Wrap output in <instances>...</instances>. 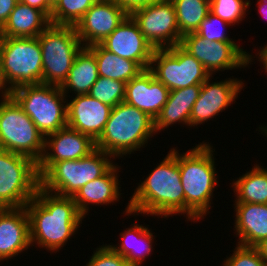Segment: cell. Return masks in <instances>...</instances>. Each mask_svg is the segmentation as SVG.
I'll return each mask as SVG.
<instances>
[{
    "label": "cell",
    "instance_id": "2",
    "mask_svg": "<svg viewBox=\"0 0 267 266\" xmlns=\"http://www.w3.org/2000/svg\"><path fill=\"white\" fill-rule=\"evenodd\" d=\"M178 150L170 149L164 160L135 189L125 213L172 216L185 214V195L178 166Z\"/></svg>",
    "mask_w": 267,
    "mask_h": 266
},
{
    "label": "cell",
    "instance_id": "45",
    "mask_svg": "<svg viewBox=\"0 0 267 266\" xmlns=\"http://www.w3.org/2000/svg\"><path fill=\"white\" fill-rule=\"evenodd\" d=\"M260 129H261L262 133L265 132V133L267 134V127H262V126H261ZM262 129H263V130H262Z\"/></svg>",
    "mask_w": 267,
    "mask_h": 266
},
{
    "label": "cell",
    "instance_id": "33",
    "mask_svg": "<svg viewBox=\"0 0 267 266\" xmlns=\"http://www.w3.org/2000/svg\"><path fill=\"white\" fill-rule=\"evenodd\" d=\"M226 25L231 26V24L209 12L195 33L210 42H234V40L225 34L224 29H222Z\"/></svg>",
    "mask_w": 267,
    "mask_h": 266
},
{
    "label": "cell",
    "instance_id": "5",
    "mask_svg": "<svg viewBox=\"0 0 267 266\" xmlns=\"http://www.w3.org/2000/svg\"><path fill=\"white\" fill-rule=\"evenodd\" d=\"M66 96L60 86L44 83L20 86L12 92L44 137L67 126Z\"/></svg>",
    "mask_w": 267,
    "mask_h": 266
},
{
    "label": "cell",
    "instance_id": "13",
    "mask_svg": "<svg viewBox=\"0 0 267 266\" xmlns=\"http://www.w3.org/2000/svg\"><path fill=\"white\" fill-rule=\"evenodd\" d=\"M130 16L154 49H165L181 43L174 4L171 0H159L136 9Z\"/></svg>",
    "mask_w": 267,
    "mask_h": 266
},
{
    "label": "cell",
    "instance_id": "41",
    "mask_svg": "<svg viewBox=\"0 0 267 266\" xmlns=\"http://www.w3.org/2000/svg\"><path fill=\"white\" fill-rule=\"evenodd\" d=\"M259 55V60L263 63L264 69L266 70L267 73V45L263 46V48L260 49L258 52Z\"/></svg>",
    "mask_w": 267,
    "mask_h": 266
},
{
    "label": "cell",
    "instance_id": "18",
    "mask_svg": "<svg viewBox=\"0 0 267 266\" xmlns=\"http://www.w3.org/2000/svg\"><path fill=\"white\" fill-rule=\"evenodd\" d=\"M111 109L89 94L76 95L67 101V126L96 141L104 130Z\"/></svg>",
    "mask_w": 267,
    "mask_h": 266
},
{
    "label": "cell",
    "instance_id": "27",
    "mask_svg": "<svg viewBox=\"0 0 267 266\" xmlns=\"http://www.w3.org/2000/svg\"><path fill=\"white\" fill-rule=\"evenodd\" d=\"M96 58L99 76L127 83L143 69L135 62L119 57L106 50L101 44L87 47Z\"/></svg>",
    "mask_w": 267,
    "mask_h": 266
},
{
    "label": "cell",
    "instance_id": "10",
    "mask_svg": "<svg viewBox=\"0 0 267 266\" xmlns=\"http://www.w3.org/2000/svg\"><path fill=\"white\" fill-rule=\"evenodd\" d=\"M40 186L37 163L31 158L0 149V208H21Z\"/></svg>",
    "mask_w": 267,
    "mask_h": 266
},
{
    "label": "cell",
    "instance_id": "31",
    "mask_svg": "<svg viewBox=\"0 0 267 266\" xmlns=\"http://www.w3.org/2000/svg\"><path fill=\"white\" fill-rule=\"evenodd\" d=\"M125 90V82L99 76L88 94L113 108L124 102Z\"/></svg>",
    "mask_w": 267,
    "mask_h": 266
},
{
    "label": "cell",
    "instance_id": "11",
    "mask_svg": "<svg viewBox=\"0 0 267 266\" xmlns=\"http://www.w3.org/2000/svg\"><path fill=\"white\" fill-rule=\"evenodd\" d=\"M149 70L169 90L201 85L212 77L180 44L170 48L155 49Z\"/></svg>",
    "mask_w": 267,
    "mask_h": 266
},
{
    "label": "cell",
    "instance_id": "7",
    "mask_svg": "<svg viewBox=\"0 0 267 266\" xmlns=\"http://www.w3.org/2000/svg\"><path fill=\"white\" fill-rule=\"evenodd\" d=\"M0 101V149L27 156L38 164L45 137L13 97Z\"/></svg>",
    "mask_w": 267,
    "mask_h": 266
},
{
    "label": "cell",
    "instance_id": "34",
    "mask_svg": "<svg viewBox=\"0 0 267 266\" xmlns=\"http://www.w3.org/2000/svg\"><path fill=\"white\" fill-rule=\"evenodd\" d=\"M233 252L224 260L223 266H267L255 247L237 244Z\"/></svg>",
    "mask_w": 267,
    "mask_h": 266
},
{
    "label": "cell",
    "instance_id": "15",
    "mask_svg": "<svg viewBox=\"0 0 267 266\" xmlns=\"http://www.w3.org/2000/svg\"><path fill=\"white\" fill-rule=\"evenodd\" d=\"M128 15L113 0H98L75 25L77 36L84 47L101 44Z\"/></svg>",
    "mask_w": 267,
    "mask_h": 266
},
{
    "label": "cell",
    "instance_id": "22",
    "mask_svg": "<svg viewBox=\"0 0 267 266\" xmlns=\"http://www.w3.org/2000/svg\"><path fill=\"white\" fill-rule=\"evenodd\" d=\"M238 244L255 247L267 238V204L235 203Z\"/></svg>",
    "mask_w": 267,
    "mask_h": 266
},
{
    "label": "cell",
    "instance_id": "17",
    "mask_svg": "<svg viewBox=\"0 0 267 266\" xmlns=\"http://www.w3.org/2000/svg\"><path fill=\"white\" fill-rule=\"evenodd\" d=\"M101 45L119 57L135 61L143 70L149 69L155 50L130 15L101 42Z\"/></svg>",
    "mask_w": 267,
    "mask_h": 266
},
{
    "label": "cell",
    "instance_id": "24",
    "mask_svg": "<svg viewBox=\"0 0 267 266\" xmlns=\"http://www.w3.org/2000/svg\"><path fill=\"white\" fill-rule=\"evenodd\" d=\"M49 25L42 11L18 1L4 23L5 37H38Z\"/></svg>",
    "mask_w": 267,
    "mask_h": 266
},
{
    "label": "cell",
    "instance_id": "43",
    "mask_svg": "<svg viewBox=\"0 0 267 266\" xmlns=\"http://www.w3.org/2000/svg\"><path fill=\"white\" fill-rule=\"evenodd\" d=\"M5 39L4 23L0 21V43Z\"/></svg>",
    "mask_w": 267,
    "mask_h": 266
},
{
    "label": "cell",
    "instance_id": "19",
    "mask_svg": "<svg viewBox=\"0 0 267 266\" xmlns=\"http://www.w3.org/2000/svg\"><path fill=\"white\" fill-rule=\"evenodd\" d=\"M170 90L144 69L126 83L124 102L149 114L154 120L167 102Z\"/></svg>",
    "mask_w": 267,
    "mask_h": 266
},
{
    "label": "cell",
    "instance_id": "42",
    "mask_svg": "<svg viewBox=\"0 0 267 266\" xmlns=\"http://www.w3.org/2000/svg\"><path fill=\"white\" fill-rule=\"evenodd\" d=\"M260 15L263 16L267 20V0H257Z\"/></svg>",
    "mask_w": 267,
    "mask_h": 266
},
{
    "label": "cell",
    "instance_id": "36",
    "mask_svg": "<svg viewBox=\"0 0 267 266\" xmlns=\"http://www.w3.org/2000/svg\"><path fill=\"white\" fill-rule=\"evenodd\" d=\"M113 1L130 15L136 9L148 6L159 0H113Z\"/></svg>",
    "mask_w": 267,
    "mask_h": 266
},
{
    "label": "cell",
    "instance_id": "38",
    "mask_svg": "<svg viewBox=\"0 0 267 266\" xmlns=\"http://www.w3.org/2000/svg\"><path fill=\"white\" fill-rule=\"evenodd\" d=\"M18 0H0V21L5 23Z\"/></svg>",
    "mask_w": 267,
    "mask_h": 266
},
{
    "label": "cell",
    "instance_id": "20",
    "mask_svg": "<svg viewBox=\"0 0 267 266\" xmlns=\"http://www.w3.org/2000/svg\"><path fill=\"white\" fill-rule=\"evenodd\" d=\"M29 217L25 207L0 208V262L29 249Z\"/></svg>",
    "mask_w": 267,
    "mask_h": 266
},
{
    "label": "cell",
    "instance_id": "30",
    "mask_svg": "<svg viewBox=\"0 0 267 266\" xmlns=\"http://www.w3.org/2000/svg\"><path fill=\"white\" fill-rule=\"evenodd\" d=\"M98 0H58L52 8L50 24L74 26Z\"/></svg>",
    "mask_w": 267,
    "mask_h": 266
},
{
    "label": "cell",
    "instance_id": "23",
    "mask_svg": "<svg viewBox=\"0 0 267 266\" xmlns=\"http://www.w3.org/2000/svg\"><path fill=\"white\" fill-rule=\"evenodd\" d=\"M200 90L201 85L170 90L167 102L155 119L156 133L177 122L189 126L191 111Z\"/></svg>",
    "mask_w": 267,
    "mask_h": 266
},
{
    "label": "cell",
    "instance_id": "14",
    "mask_svg": "<svg viewBox=\"0 0 267 266\" xmlns=\"http://www.w3.org/2000/svg\"><path fill=\"white\" fill-rule=\"evenodd\" d=\"M95 149V141L90 136L82 134L69 126L47 135L44 142L43 156L37 164L39 178L55 162L78 160L86 157Z\"/></svg>",
    "mask_w": 267,
    "mask_h": 266
},
{
    "label": "cell",
    "instance_id": "21",
    "mask_svg": "<svg viewBox=\"0 0 267 266\" xmlns=\"http://www.w3.org/2000/svg\"><path fill=\"white\" fill-rule=\"evenodd\" d=\"M114 164L103 176L82 186L73 196L77 209L85 218L89 204L107 205L118 201L121 193L118 180L119 166Z\"/></svg>",
    "mask_w": 267,
    "mask_h": 266
},
{
    "label": "cell",
    "instance_id": "39",
    "mask_svg": "<svg viewBox=\"0 0 267 266\" xmlns=\"http://www.w3.org/2000/svg\"><path fill=\"white\" fill-rule=\"evenodd\" d=\"M6 84H7V82L5 80V77H4V74L2 71L1 60H0V90L2 92L1 93L2 94L1 97H3L2 99H7V98L12 97L13 90L9 87V85H6Z\"/></svg>",
    "mask_w": 267,
    "mask_h": 266
},
{
    "label": "cell",
    "instance_id": "1",
    "mask_svg": "<svg viewBox=\"0 0 267 266\" xmlns=\"http://www.w3.org/2000/svg\"><path fill=\"white\" fill-rule=\"evenodd\" d=\"M25 209L29 217L31 246L36 242L39 247L52 252L64 247L84 219L73 197L53 194L40 186Z\"/></svg>",
    "mask_w": 267,
    "mask_h": 266
},
{
    "label": "cell",
    "instance_id": "44",
    "mask_svg": "<svg viewBox=\"0 0 267 266\" xmlns=\"http://www.w3.org/2000/svg\"><path fill=\"white\" fill-rule=\"evenodd\" d=\"M52 6L55 5V3L58 1V0H47Z\"/></svg>",
    "mask_w": 267,
    "mask_h": 266
},
{
    "label": "cell",
    "instance_id": "37",
    "mask_svg": "<svg viewBox=\"0 0 267 266\" xmlns=\"http://www.w3.org/2000/svg\"><path fill=\"white\" fill-rule=\"evenodd\" d=\"M21 3L29 5L42 11L49 19L53 6L47 0H19Z\"/></svg>",
    "mask_w": 267,
    "mask_h": 266
},
{
    "label": "cell",
    "instance_id": "29",
    "mask_svg": "<svg viewBox=\"0 0 267 266\" xmlns=\"http://www.w3.org/2000/svg\"><path fill=\"white\" fill-rule=\"evenodd\" d=\"M180 34L195 32L210 12V0H171Z\"/></svg>",
    "mask_w": 267,
    "mask_h": 266
},
{
    "label": "cell",
    "instance_id": "16",
    "mask_svg": "<svg viewBox=\"0 0 267 266\" xmlns=\"http://www.w3.org/2000/svg\"><path fill=\"white\" fill-rule=\"evenodd\" d=\"M210 77L201 84L200 95L195 101L189 120V126L195 127L210 121L235 101L243 89V82L237 78H228L220 82H212Z\"/></svg>",
    "mask_w": 267,
    "mask_h": 266
},
{
    "label": "cell",
    "instance_id": "9",
    "mask_svg": "<svg viewBox=\"0 0 267 266\" xmlns=\"http://www.w3.org/2000/svg\"><path fill=\"white\" fill-rule=\"evenodd\" d=\"M0 60L5 80L12 90L42 83L43 62L38 37H5L0 43Z\"/></svg>",
    "mask_w": 267,
    "mask_h": 266
},
{
    "label": "cell",
    "instance_id": "35",
    "mask_svg": "<svg viewBox=\"0 0 267 266\" xmlns=\"http://www.w3.org/2000/svg\"><path fill=\"white\" fill-rule=\"evenodd\" d=\"M86 266H134L109 245L97 248Z\"/></svg>",
    "mask_w": 267,
    "mask_h": 266
},
{
    "label": "cell",
    "instance_id": "12",
    "mask_svg": "<svg viewBox=\"0 0 267 266\" xmlns=\"http://www.w3.org/2000/svg\"><path fill=\"white\" fill-rule=\"evenodd\" d=\"M180 45L193 55L210 75L216 71L245 68L252 62V55L248 54L237 43L210 42L195 32L183 35Z\"/></svg>",
    "mask_w": 267,
    "mask_h": 266
},
{
    "label": "cell",
    "instance_id": "28",
    "mask_svg": "<svg viewBox=\"0 0 267 266\" xmlns=\"http://www.w3.org/2000/svg\"><path fill=\"white\" fill-rule=\"evenodd\" d=\"M232 188L234 193L236 191L235 203L267 204V168L254 165L252 170L233 182Z\"/></svg>",
    "mask_w": 267,
    "mask_h": 266
},
{
    "label": "cell",
    "instance_id": "25",
    "mask_svg": "<svg viewBox=\"0 0 267 266\" xmlns=\"http://www.w3.org/2000/svg\"><path fill=\"white\" fill-rule=\"evenodd\" d=\"M98 78L95 55L87 47H83L76 55L68 77L60 88L65 95L69 90L76 95L88 94Z\"/></svg>",
    "mask_w": 267,
    "mask_h": 266
},
{
    "label": "cell",
    "instance_id": "4",
    "mask_svg": "<svg viewBox=\"0 0 267 266\" xmlns=\"http://www.w3.org/2000/svg\"><path fill=\"white\" fill-rule=\"evenodd\" d=\"M155 132V120L149 114L121 102L111 109L95 146L113 158L123 157L142 148Z\"/></svg>",
    "mask_w": 267,
    "mask_h": 266
},
{
    "label": "cell",
    "instance_id": "8",
    "mask_svg": "<svg viewBox=\"0 0 267 266\" xmlns=\"http://www.w3.org/2000/svg\"><path fill=\"white\" fill-rule=\"evenodd\" d=\"M44 84L61 86L84 47L74 26L50 24L39 36Z\"/></svg>",
    "mask_w": 267,
    "mask_h": 266
},
{
    "label": "cell",
    "instance_id": "6",
    "mask_svg": "<svg viewBox=\"0 0 267 266\" xmlns=\"http://www.w3.org/2000/svg\"><path fill=\"white\" fill-rule=\"evenodd\" d=\"M111 158L114 159L96 148L81 159L55 162L40 177V187L50 193L73 197L82 186L103 176L114 165Z\"/></svg>",
    "mask_w": 267,
    "mask_h": 266
},
{
    "label": "cell",
    "instance_id": "40",
    "mask_svg": "<svg viewBox=\"0 0 267 266\" xmlns=\"http://www.w3.org/2000/svg\"><path fill=\"white\" fill-rule=\"evenodd\" d=\"M255 248L257 249L260 257L267 263V238L259 242Z\"/></svg>",
    "mask_w": 267,
    "mask_h": 266
},
{
    "label": "cell",
    "instance_id": "26",
    "mask_svg": "<svg viewBox=\"0 0 267 266\" xmlns=\"http://www.w3.org/2000/svg\"><path fill=\"white\" fill-rule=\"evenodd\" d=\"M127 230V231H126ZM124 232L120 233V245L109 246L130 264L134 266H141L146 256H149L152 249L153 233L149 231L148 227L132 224L131 228H126Z\"/></svg>",
    "mask_w": 267,
    "mask_h": 266
},
{
    "label": "cell",
    "instance_id": "32",
    "mask_svg": "<svg viewBox=\"0 0 267 266\" xmlns=\"http://www.w3.org/2000/svg\"><path fill=\"white\" fill-rule=\"evenodd\" d=\"M250 5V0H210V12L225 22L235 25L243 20Z\"/></svg>",
    "mask_w": 267,
    "mask_h": 266
},
{
    "label": "cell",
    "instance_id": "3",
    "mask_svg": "<svg viewBox=\"0 0 267 266\" xmlns=\"http://www.w3.org/2000/svg\"><path fill=\"white\" fill-rule=\"evenodd\" d=\"M212 145L200 143L179 155L178 166L185 195V214L198 221L209 212L217 182Z\"/></svg>",
    "mask_w": 267,
    "mask_h": 266
}]
</instances>
